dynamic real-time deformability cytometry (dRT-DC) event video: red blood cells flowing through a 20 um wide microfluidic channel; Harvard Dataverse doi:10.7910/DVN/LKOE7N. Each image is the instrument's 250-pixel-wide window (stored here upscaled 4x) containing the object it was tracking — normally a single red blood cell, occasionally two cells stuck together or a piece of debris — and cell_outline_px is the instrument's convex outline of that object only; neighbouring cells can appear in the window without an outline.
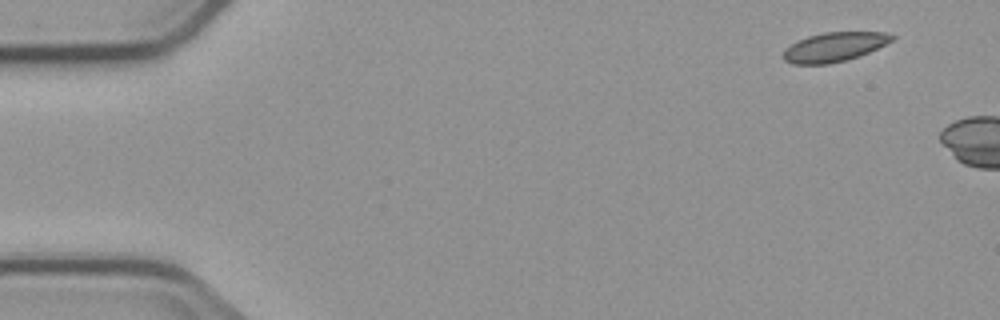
{"species": "common noctule bat (a hibernating species)", "species_latin": "Nyctalus noctula", "temperature_condition": "cold", "stored_images_in_passage": 3, "camera_frame_rate_fps": 3000, "um_per_image_px": 0.085, "animal": {"sex": "male", "body_mass_g": 23.1, "forearm_length_mm": 52.7}, "frame": {"image": 1, "passage_image": 1, "time_ms": 0.0, "image_size_px": [1000, 320], "cell_outline_px": [[896, 36], [892, 40], [868, 52], [844, 60], [828, 64], [792, 64], [784, 60], [784, 48], [796, 40], [808, 36], [824, 32], [884, 32]], "centroid_in_image_um": [70.85, 3.98], "position_along_channel_um": 14.1, "area_um2": 18.32}}